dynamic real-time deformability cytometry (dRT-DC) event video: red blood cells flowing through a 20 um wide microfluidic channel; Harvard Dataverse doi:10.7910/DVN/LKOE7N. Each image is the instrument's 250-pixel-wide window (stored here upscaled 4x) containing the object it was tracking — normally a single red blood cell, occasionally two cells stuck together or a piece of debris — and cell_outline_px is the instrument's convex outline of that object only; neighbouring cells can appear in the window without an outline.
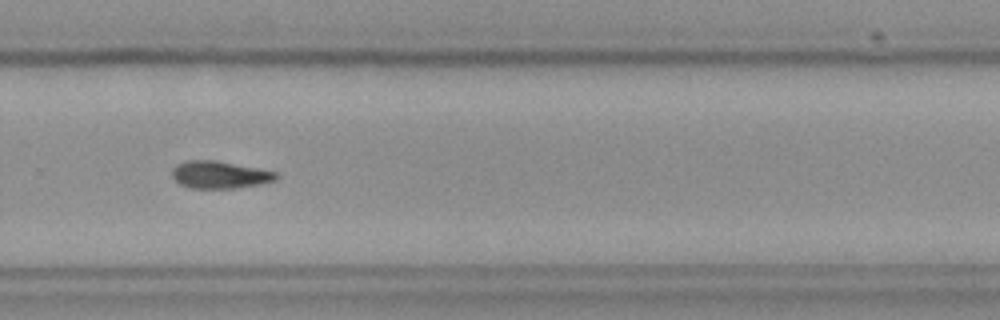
{"species": "Egyptian fruit bat (a non-hibernating species)", "species_latin": "Rousettus aegyptiacus", "temperature_condition": "cold", "stored_images_in_passage": 42, "camera_frame_rate_fps": 3000, "um_per_image_px": 0.085, "frame": {"image": 1, "passage_image": 24, "time_ms": 7.667, "image_size_px": [1000, 320], "cell_outline_px": [[280, 176], [276, 180], [260, 184], [232, 188], [192, 188], [180, 184], [172, 176], [172, 168], [176, 164], [184, 160], [212, 160], [256, 168], [276, 172]], "centroid_in_image_um": [18.65, 14.85], "position_along_channel_um": 311.2, "area_um2": 16.42}, "authors_computed_cell_mechanics": {"area_um2": 16.7909, "velocity_mm_per_s": 3.6013, "shape_relaxation_time_tau1_ms": 6.8244, "shape_relaxation_time_tau2_ms": null, "deformation_change_tau1": 0.1733, "deformation_change_tau2": null}}